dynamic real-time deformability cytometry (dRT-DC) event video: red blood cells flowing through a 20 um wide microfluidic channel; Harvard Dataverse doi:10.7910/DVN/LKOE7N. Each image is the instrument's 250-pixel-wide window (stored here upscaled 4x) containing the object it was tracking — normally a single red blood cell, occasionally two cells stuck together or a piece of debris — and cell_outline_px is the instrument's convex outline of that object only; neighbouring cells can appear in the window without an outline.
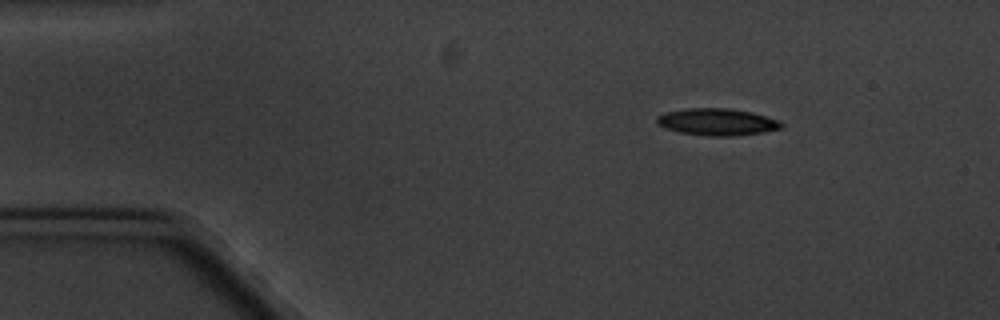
{"species": "common noctule bat (a hibernating species)", "species_latin": "Nyctalus noctula", "temperature_condition": "cold", "stored_images_in_passage": 9, "camera_frame_rate_fps": 3000, "um_per_image_px": 0.085, "animal": {"sex": "male", "body_mass_g": 20.1, "forearm_length_mm": 53.5}, "frame": {"image": 1, "passage_image": 1, "time_ms": 0.0, "image_size_px": [1000, 320], "cell_outline_px": [[784, 128], [764, 132], [732, 136], [708, 136], [680, 132], [664, 128], [656, 124], [656, 116], [664, 112], [688, 108], [728, 108], [752, 112], [780, 120], [784, 124]], "centroid_in_image_um": [60.96, 10.36], "position_along_channel_um": 24.0, "area_um2": 19.83}}
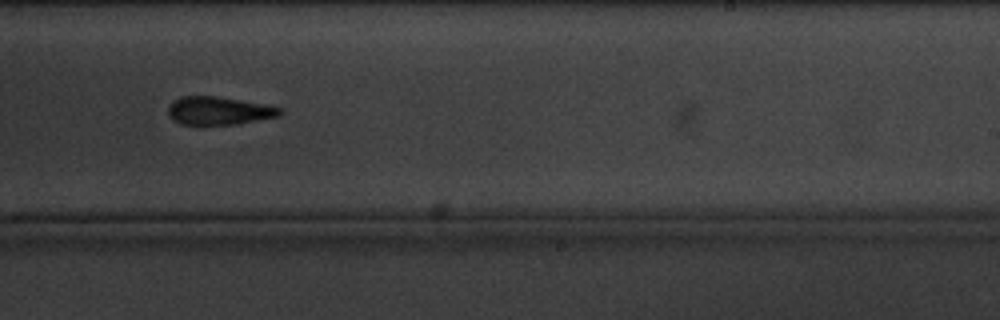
{"frame": {"image": 2, "passage_image": 9, "time_ms": 9.333, "image_size_px": [1000, 320], "cell_outline_px": [[284, 112], [280, 116], [236, 124], [180, 124], [172, 120], [168, 116], [168, 104], [172, 100], [180, 96], [216, 96], [264, 104], [280, 108]], "centroid_in_image_um": [18.55, 9.4], "position_along_channel_um": 270.4, "area_um2": 18.38}}